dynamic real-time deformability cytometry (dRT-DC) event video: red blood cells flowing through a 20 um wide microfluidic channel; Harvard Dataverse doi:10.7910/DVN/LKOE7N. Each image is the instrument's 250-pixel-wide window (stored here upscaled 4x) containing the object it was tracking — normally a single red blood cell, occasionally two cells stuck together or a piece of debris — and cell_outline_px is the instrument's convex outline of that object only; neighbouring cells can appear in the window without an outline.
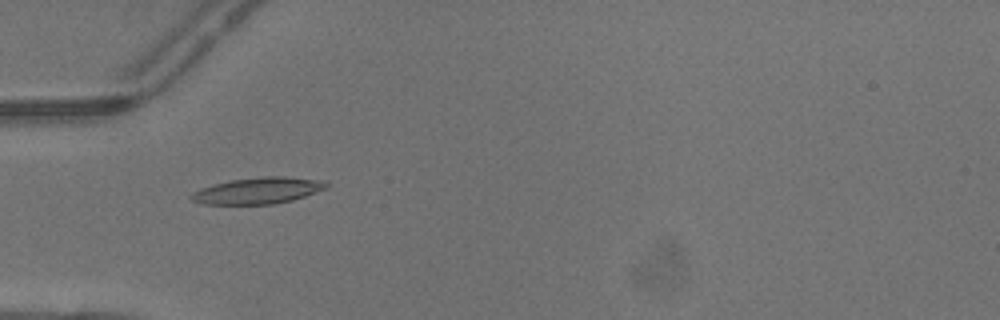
{"species": "common noctule bat (a hibernating species)", "species_latin": "Nyctalus noctula", "temperature_condition": "warm", "stored_images_in_passage": 6, "camera_frame_rate_fps": 3000, "um_per_image_px": 0.085, "animal": {"sex": "male", "body_mass_g": 13.3}, "frame": {"image": 1, "passage_image": 5, "time_ms": 1.333, "image_size_px": [1000, 320], "cell_outline_px": [[328, 188], [292, 200], [272, 204], [204, 204], [192, 200], [188, 196], [192, 192], [200, 188], [232, 180], [264, 176], [284, 176], [328, 180]], "centroid_in_image_um": [21.97, 16.19], "position_along_channel_um": 63.0, "area_um2": 20.81}}
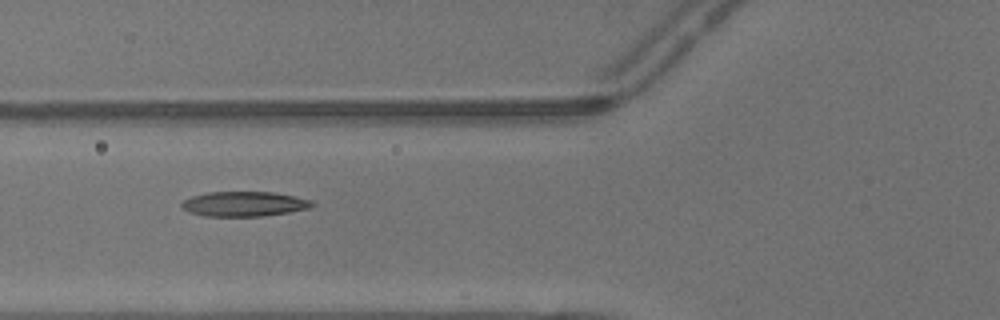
{"frame": {"image": 2, "passage_image": 6, "time_ms": 1.667, "image_size_px": [1000, 320], "cell_outline_px": [[316, 204], [308, 208], [288, 212], [264, 216], [204, 216], [188, 212], [180, 204], [184, 200], [192, 196], [208, 192], [272, 192], [312, 200]], "centroid_in_image_um": [20.74, 17.34], "position_along_channel_um": 105.1, "area_um2": 18.79}}